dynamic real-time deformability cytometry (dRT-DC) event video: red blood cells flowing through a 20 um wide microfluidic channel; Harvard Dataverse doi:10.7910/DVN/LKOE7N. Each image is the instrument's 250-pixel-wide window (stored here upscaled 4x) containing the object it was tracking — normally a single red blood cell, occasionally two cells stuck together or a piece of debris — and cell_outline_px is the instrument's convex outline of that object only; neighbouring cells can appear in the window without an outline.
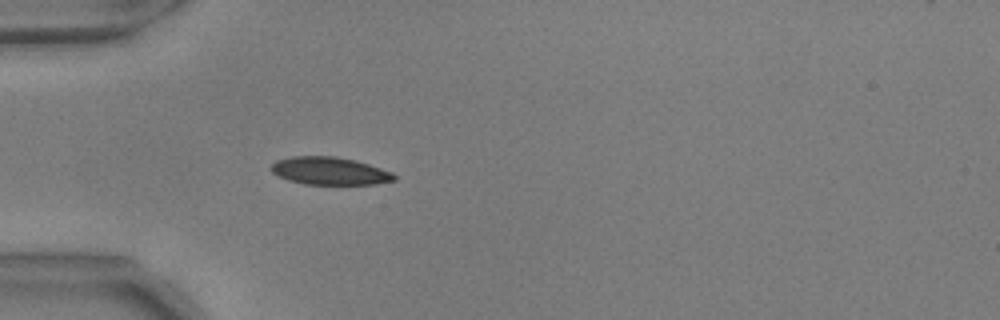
{"species": "common noctule bat (a hibernating species)", "species_latin": "Nyctalus noctula", "temperature_condition": "warm", "stored_images_in_passage": 28, "camera_frame_rate_fps": 3000, "um_per_image_px": 0.085, "animal": {"sex": "male", "body_mass_g": 17.9, "forearm_length_mm": 54.2}, "frame": {"image": 1, "passage_image": 1, "time_ms": 0.0, "image_size_px": [1000, 320], "cell_outline_px": [[396, 180], [376, 184], [304, 184], [288, 180], [272, 172], [268, 168], [276, 160], [292, 156], [336, 156], [356, 160], [392, 172], [396, 176]], "centroid_in_image_um": [28.01, 14.52], "position_along_channel_um": 57.0, "area_um2": 19.94}}
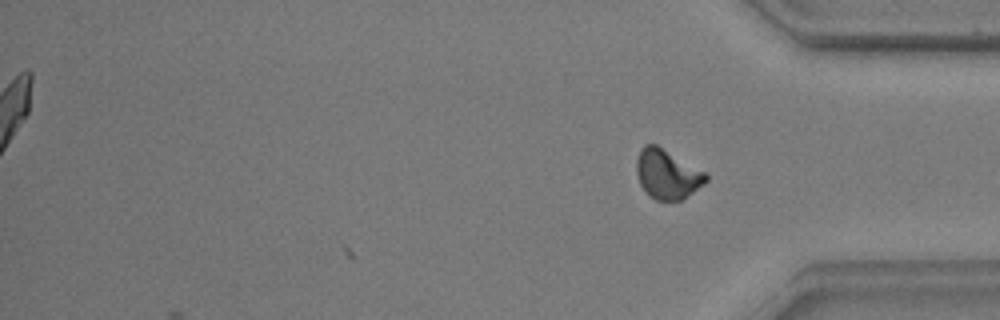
{"frame": {"image": 2, "passage_image": 28, "time_ms": 9.0, "image_size_px": [1000, 320], "cell_outline_px": [[708, 180], [704, 184], [680, 200], [656, 200], [648, 196], [640, 184], [636, 172], [636, 160], [644, 144], [656, 144], [704, 172], [708, 176]], "centroid_in_image_um": [56.68, 14.81], "position_along_channel_um": 378.5, "area_um2": 19.71}, "authors_computed_cell_mechanics": {"area_um2": 19.9699, "velocity_mm_per_s": 3.6868, "shape_relaxation_time_tau1_ms": 3.145, "shape_relaxation_time_tau2_ms": 2.085, "deformation_change_tau1": 0.1154, "deformation_change_tau2": 0.0654}}